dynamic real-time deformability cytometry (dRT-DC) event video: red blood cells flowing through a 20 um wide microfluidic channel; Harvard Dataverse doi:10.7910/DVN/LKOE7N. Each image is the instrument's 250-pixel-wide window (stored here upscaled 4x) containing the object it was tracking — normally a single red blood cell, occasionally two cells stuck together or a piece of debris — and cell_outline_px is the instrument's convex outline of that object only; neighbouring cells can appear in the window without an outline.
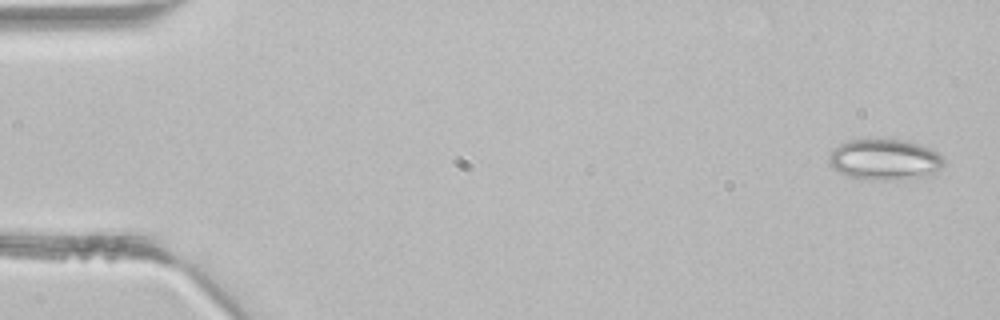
{"species": "common noctule bat (a hibernating species)", "species_latin": "Nyctalus noctula", "temperature_condition": "room temperature", "stored_images_in_passage": 3, "camera_frame_rate_fps": 3000, "um_per_image_px": 0.085, "animal": {"sex": "male", "body_mass_g": 21.5, "forearm_length_mm": 52.0}, "frame": {"image": 1, "passage_image": 1, "time_ms": 0.0, "image_size_px": [1000, 320], "cell_outline_px": [[944, 164], [936, 176], [916, 180], [868, 180], [848, 176], [832, 168], [828, 164], [828, 156], [840, 144], [848, 140], [876, 136], [904, 140], [920, 144], [936, 152], [944, 160]], "centroid_in_image_um": [75.24, 13.57], "position_along_channel_um": 9.8, "area_um2": 28.78}}
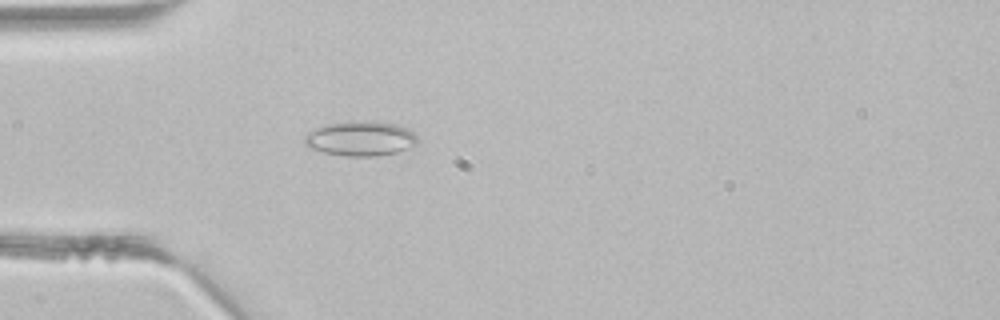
{"frame": {"image": 2, "passage_image": 3, "time_ms": 0.667, "image_size_px": [1000, 320], "cell_outline_px": [[420, 140], [416, 144], [408, 148], [396, 152], [376, 156], [344, 156], [324, 152], [312, 148], [304, 144], [304, 136], [308, 132], [316, 128], [328, 124], [396, 124], [408, 128]], "centroid_in_image_um": [30.65, 11.84], "position_along_channel_um": 54.3, "area_um2": 21.79}}